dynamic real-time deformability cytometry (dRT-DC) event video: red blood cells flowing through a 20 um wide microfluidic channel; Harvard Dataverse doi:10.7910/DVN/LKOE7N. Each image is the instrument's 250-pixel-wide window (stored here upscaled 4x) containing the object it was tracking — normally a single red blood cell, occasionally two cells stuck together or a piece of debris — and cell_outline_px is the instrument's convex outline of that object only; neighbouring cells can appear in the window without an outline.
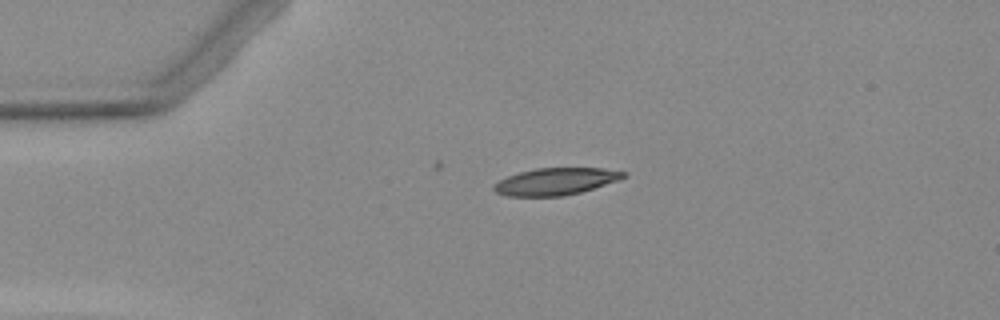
{"species": "Egyptian fruit bat (a non-hibernating species)", "species_latin": "Rousettus aegyptiacus", "temperature_condition": "warm", "stored_images_in_passage": 2, "camera_frame_rate_fps": 3000, "um_per_image_px": 0.085, "animal": {"sex": "female"}, "frame": {"image": 1, "passage_image": 1, "time_ms": 0.0, "image_size_px": [1000, 320], "cell_outline_px": [[628, 176], [580, 192], [564, 196], [508, 196], [496, 192], [492, 188], [500, 180], [508, 176], [520, 172], [536, 168], [604, 168], [628, 172]], "centroid_in_image_um": [47.25, 15.41], "position_along_channel_um": 37.8, "area_um2": 20.17}}